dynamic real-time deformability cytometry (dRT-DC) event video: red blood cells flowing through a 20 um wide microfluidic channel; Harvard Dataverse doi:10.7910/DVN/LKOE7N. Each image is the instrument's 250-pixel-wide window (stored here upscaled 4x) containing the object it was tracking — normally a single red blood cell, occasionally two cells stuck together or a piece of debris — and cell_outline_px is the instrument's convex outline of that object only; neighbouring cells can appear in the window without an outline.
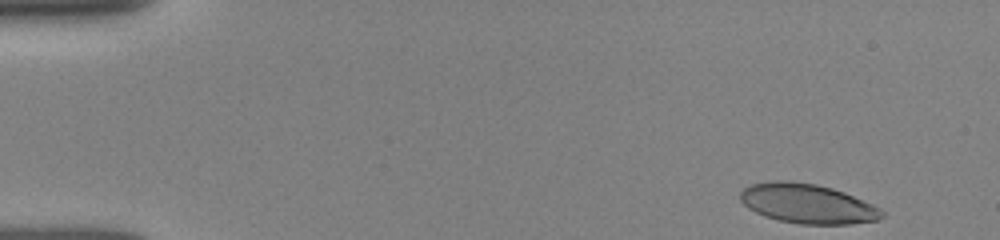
{"species": "human", "species_latin": "Homo sapiens", "temperature_condition": "room temperature", "stored_images_in_passage": 42, "camera_frame_rate_fps": 3000, "um_per_image_px": 0.085, "donor": {"sex": "female"}, "frame": {"image": 1, "passage_image": 1, "time_ms": 0.0, "image_size_px": [1000, 240], "cell_outline_px": [[884, 216], [876, 220], [852, 224], [800, 224], [780, 220], [764, 216], [748, 208], [740, 200], [740, 192], [744, 188], [752, 184], [772, 180], [784, 180], [816, 184], [832, 188], [844, 192], [872, 204], [880, 208], [884, 212]], "centroid_in_image_um": [68.63, 17.31], "position_along_channel_um": 16.4, "area_um2": 32.6}}
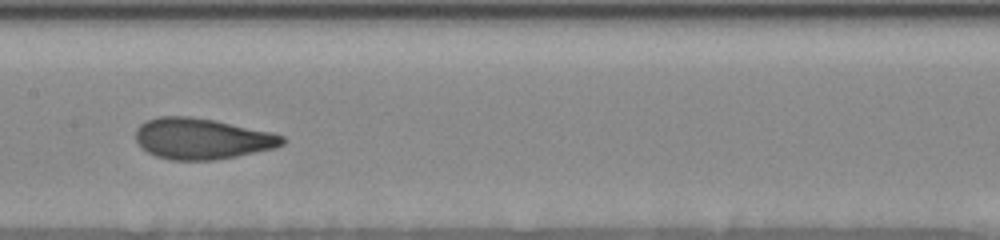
{"frame": {"image": 2, "passage_image": 23, "time_ms": 7.333, "image_size_px": [1000, 240], "cell_outline_px": [[284, 144], [276, 148], [236, 156], [212, 160], [172, 160], [156, 156], [140, 148], [136, 140], [136, 128], [140, 124], [148, 120], [160, 116], [188, 116], [212, 120], [272, 132], [284, 136]], "centroid_in_image_um": [17.15, 11.79], "position_along_channel_um": 190.3, "area_um2": 34.91}}
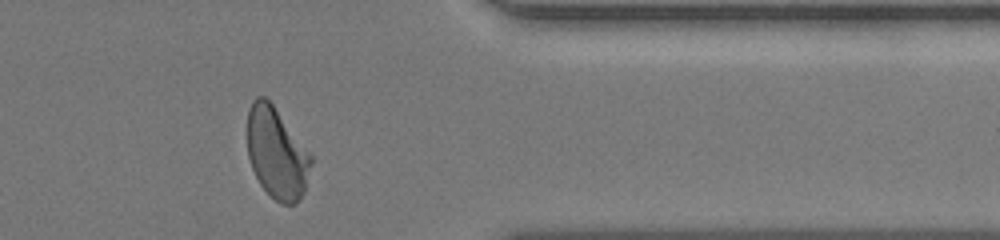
{"frame": {"image": 3, "passage_image": 39, "time_ms": 12.667, "image_size_px": [1000, 240], "cell_outline_px": [[312, 164], [304, 192], [300, 200], [292, 204], [280, 204], [260, 184], [252, 168], [248, 156], [248, 112], [252, 100], [256, 96], [264, 96], [272, 104], [312, 156]], "centroid_in_image_um": [23.52, 13.03], "position_along_channel_um": 387.9, "area_um2": 33.41}, "authors_computed_cell_mechanics": {"area_um2": 34.3332, "velocity_mm_per_s": 3.9336, "shape_relaxation_time_tau1_ms": 4.7459, "shape_relaxation_time_tau2_ms": 0.768, "deformation_change_tau1": 0.1814, "deformation_change_tau2": 0.0715}}